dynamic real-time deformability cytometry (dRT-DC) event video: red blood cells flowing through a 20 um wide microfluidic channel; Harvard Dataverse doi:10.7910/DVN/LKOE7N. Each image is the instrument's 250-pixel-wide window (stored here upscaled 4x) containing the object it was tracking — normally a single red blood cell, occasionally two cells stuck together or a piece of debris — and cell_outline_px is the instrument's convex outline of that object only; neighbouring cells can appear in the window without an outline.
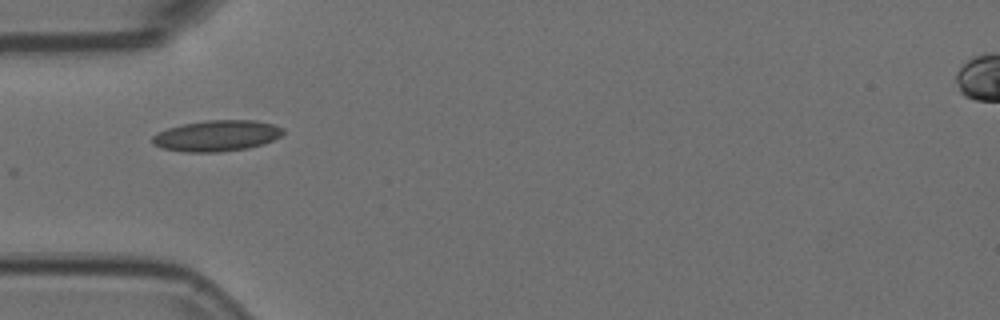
{"species": "Egyptian fruit bat (a non-hibernating species)", "species_latin": "Rousettus aegyptiacus", "temperature_condition": "room temperature", "stored_images_in_passage": 7, "camera_frame_rate_fps": 3000, "um_per_image_px": 0.085, "animal": {"sex": "female"}, "frame": {"image": 1, "passage_image": 1, "time_ms": 0.0, "image_size_px": [1000, 320], "cell_outline_px": [[284, 132], [280, 136], [264, 144], [248, 148], [220, 152], [184, 152], [160, 148], [152, 144], [152, 136], [156, 132], [180, 124], [204, 120], [256, 120], [272, 124], [284, 128]], "centroid_in_image_um": [18.39, 11.54], "position_along_channel_um": 66.6, "area_um2": 23.93}}
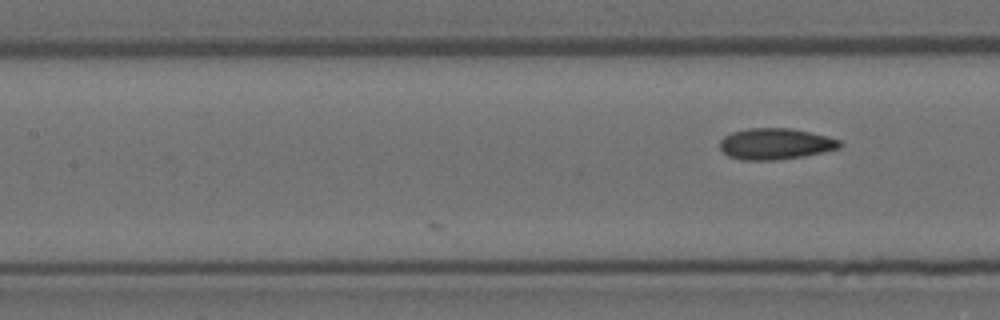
{"frame": {"image": 2, "passage_image": 7, "time_ms": 2.0, "image_size_px": [1000, 320], "cell_outline_px": [[844, 144], [840, 148], [804, 156], [776, 160], [740, 160], [728, 156], [720, 148], [720, 140], [724, 136], [732, 132], [748, 128], [792, 128], [828, 136], [840, 140]], "centroid_in_image_um": [65.92, 12.23], "position_along_channel_um": 141.5, "area_um2": 21.96}}